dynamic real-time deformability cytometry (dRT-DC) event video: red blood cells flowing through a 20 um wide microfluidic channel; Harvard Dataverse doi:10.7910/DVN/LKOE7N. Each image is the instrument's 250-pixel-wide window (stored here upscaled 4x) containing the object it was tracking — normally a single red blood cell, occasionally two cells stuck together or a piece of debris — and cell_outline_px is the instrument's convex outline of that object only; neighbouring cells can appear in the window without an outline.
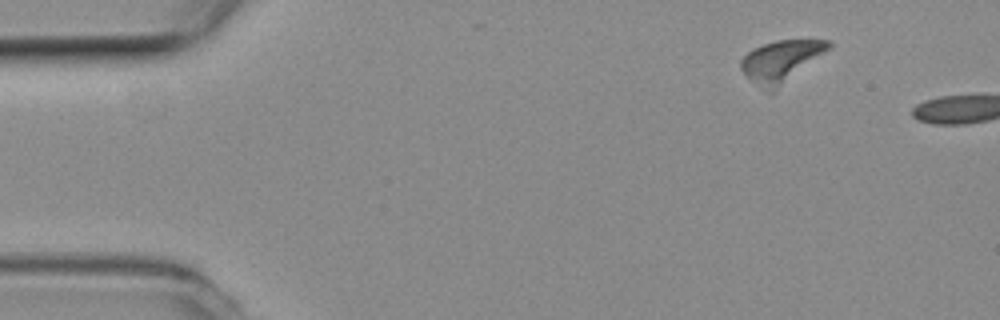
{"species": "common noctule bat (a hibernating species)", "species_latin": "Nyctalus noctula", "temperature_condition": "room temperature", "stored_images_in_passage": 7, "camera_frame_rate_fps": 3000, "um_per_image_px": 0.085, "animal": {"sex": "female", "body_mass_g": 19.3, "forearm_length_mm": 54.1}, "frame": {"image": 1, "passage_image": 1, "time_ms": 0.0, "image_size_px": [1000, 320], "cell_outline_px": [[832, 44], [828, 48], [772, 92], [768, 92], [752, 80], [740, 68], [740, 60], [748, 52], [764, 44], [776, 40], [832, 40]], "centroid_in_image_um": [66.34, 5.16], "position_along_channel_um": 18.7, "area_um2": 20.06}}